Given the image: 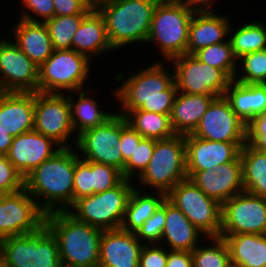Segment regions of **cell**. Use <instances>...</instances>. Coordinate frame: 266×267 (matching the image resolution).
I'll return each instance as SVG.
<instances>
[{"label":"cell","instance_id":"6da1fadb","mask_svg":"<svg viewBox=\"0 0 266 267\" xmlns=\"http://www.w3.org/2000/svg\"><path fill=\"white\" fill-rule=\"evenodd\" d=\"M167 62L158 61L144 66L129 75L123 71L115 74L113 80L117 84L114 99L120 104L118 111L140 109L158 114L170 115L178 92L174 82L173 69L169 72Z\"/></svg>","mask_w":266,"mask_h":267},{"label":"cell","instance_id":"7a4b0ae2","mask_svg":"<svg viewBox=\"0 0 266 267\" xmlns=\"http://www.w3.org/2000/svg\"><path fill=\"white\" fill-rule=\"evenodd\" d=\"M75 147L62 148L24 178V188L45 213L67 211L73 205Z\"/></svg>","mask_w":266,"mask_h":267},{"label":"cell","instance_id":"3957f363","mask_svg":"<svg viewBox=\"0 0 266 267\" xmlns=\"http://www.w3.org/2000/svg\"><path fill=\"white\" fill-rule=\"evenodd\" d=\"M45 223L56 237L62 267H98L103 230L76 220L67 211L45 215Z\"/></svg>","mask_w":266,"mask_h":267},{"label":"cell","instance_id":"277c9868","mask_svg":"<svg viewBox=\"0 0 266 267\" xmlns=\"http://www.w3.org/2000/svg\"><path fill=\"white\" fill-rule=\"evenodd\" d=\"M160 0H112L96 9L103 16L109 42L114 50L133 43H145L154 10Z\"/></svg>","mask_w":266,"mask_h":267},{"label":"cell","instance_id":"5b68a950","mask_svg":"<svg viewBox=\"0 0 266 267\" xmlns=\"http://www.w3.org/2000/svg\"><path fill=\"white\" fill-rule=\"evenodd\" d=\"M194 12L176 0H160L154 10L147 44L158 47L161 57L171 59L187 54L190 22Z\"/></svg>","mask_w":266,"mask_h":267},{"label":"cell","instance_id":"8992f818","mask_svg":"<svg viewBox=\"0 0 266 267\" xmlns=\"http://www.w3.org/2000/svg\"><path fill=\"white\" fill-rule=\"evenodd\" d=\"M187 178L184 135H175L155 140L152 158L134 183L138 189L146 191L147 188L167 194Z\"/></svg>","mask_w":266,"mask_h":267},{"label":"cell","instance_id":"52a82bcc","mask_svg":"<svg viewBox=\"0 0 266 267\" xmlns=\"http://www.w3.org/2000/svg\"><path fill=\"white\" fill-rule=\"evenodd\" d=\"M0 260L9 267H62L58 242L46 223L0 240Z\"/></svg>","mask_w":266,"mask_h":267},{"label":"cell","instance_id":"ba28073f","mask_svg":"<svg viewBox=\"0 0 266 267\" xmlns=\"http://www.w3.org/2000/svg\"><path fill=\"white\" fill-rule=\"evenodd\" d=\"M133 180L123 179L116 187L76 200L67 210L76 220L101 230L121 228Z\"/></svg>","mask_w":266,"mask_h":267},{"label":"cell","instance_id":"9c48e42d","mask_svg":"<svg viewBox=\"0 0 266 267\" xmlns=\"http://www.w3.org/2000/svg\"><path fill=\"white\" fill-rule=\"evenodd\" d=\"M91 62L72 49L54 50L39 67L38 92L67 94L87 89Z\"/></svg>","mask_w":266,"mask_h":267},{"label":"cell","instance_id":"30bf717a","mask_svg":"<svg viewBox=\"0 0 266 267\" xmlns=\"http://www.w3.org/2000/svg\"><path fill=\"white\" fill-rule=\"evenodd\" d=\"M167 199L207 238L220 237L222 205L189 178L177 183L167 193Z\"/></svg>","mask_w":266,"mask_h":267},{"label":"cell","instance_id":"8fae6325","mask_svg":"<svg viewBox=\"0 0 266 267\" xmlns=\"http://www.w3.org/2000/svg\"><path fill=\"white\" fill-rule=\"evenodd\" d=\"M33 130L53 139L62 148L76 146L78 137L71 123L68 93L35 92Z\"/></svg>","mask_w":266,"mask_h":267},{"label":"cell","instance_id":"7c38bea8","mask_svg":"<svg viewBox=\"0 0 266 267\" xmlns=\"http://www.w3.org/2000/svg\"><path fill=\"white\" fill-rule=\"evenodd\" d=\"M178 92L221 97L232 81L222 70L201 62L193 54L171 59Z\"/></svg>","mask_w":266,"mask_h":267},{"label":"cell","instance_id":"4fadbf2b","mask_svg":"<svg viewBox=\"0 0 266 267\" xmlns=\"http://www.w3.org/2000/svg\"><path fill=\"white\" fill-rule=\"evenodd\" d=\"M122 115L117 112L104 124L81 133L75 148L81 159L116 167L123 172L120 137Z\"/></svg>","mask_w":266,"mask_h":267},{"label":"cell","instance_id":"5bb4252c","mask_svg":"<svg viewBox=\"0 0 266 267\" xmlns=\"http://www.w3.org/2000/svg\"><path fill=\"white\" fill-rule=\"evenodd\" d=\"M266 234V198L243 191L222 204L220 234Z\"/></svg>","mask_w":266,"mask_h":267},{"label":"cell","instance_id":"9a60e30c","mask_svg":"<svg viewBox=\"0 0 266 267\" xmlns=\"http://www.w3.org/2000/svg\"><path fill=\"white\" fill-rule=\"evenodd\" d=\"M45 215L25 188L7 194L0 204V240L37 230L45 223Z\"/></svg>","mask_w":266,"mask_h":267},{"label":"cell","instance_id":"2e32d148","mask_svg":"<svg viewBox=\"0 0 266 267\" xmlns=\"http://www.w3.org/2000/svg\"><path fill=\"white\" fill-rule=\"evenodd\" d=\"M0 38L1 92H38L39 68L10 38Z\"/></svg>","mask_w":266,"mask_h":267},{"label":"cell","instance_id":"e0dca14e","mask_svg":"<svg viewBox=\"0 0 266 267\" xmlns=\"http://www.w3.org/2000/svg\"><path fill=\"white\" fill-rule=\"evenodd\" d=\"M192 135L211 141L247 143V125L221 96L211 103Z\"/></svg>","mask_w":266,"mask_h":267},{"label":"cell","instance_id":"ac0fdd59","mask_svg":"<svg viewBox=\"0 0 266 267\" xmlns=\"http://www.w3.org/2000/svg\"><path fill=\"white\" fill-rule=\"evenodd\" d=\"M187 175L208 197L221 205L245 191L240 155L234 161L220 164L215 170L187 171Z\"/></svg>","mask_w":266,"mask_h":267},{"label":"cell","instance_id":"d6986e66","mask_svg":"<svg viewBox=\"0 0 266 267\" xmlns=\"http://www.w3.org/2000/svg\"><path fill=\"white\" fill-rule=\"evenodd\" d=\"M61 149L62 147L53 139L32 130L13 138L7 157L25 178L43 161L53 157Z\"/></svg>","mask_w":266,"mask_h":267},{"label":"cell","instance_id":"ffe728a7","mask_svg":"<svg viewBox=\"0 0 266 267\" xmlns=\"http://www.w3.org/2000/svg\"><path fill=\"white\" fill-rule=\"evenodd\" d=\"M186 171L215 170L220 164L234 161L246 143H227L184 135Z\"/></svg>","mask_w":266,"mask_h":267},{"label":"cell","instance_id":"44dd1931","mask_svg":"<svg viewBox=\"0 0 266 267\" xmlns=\"http://www.w3.org/2000/svg\"><path fill=\"white\" fill-rule=\"evenodd\" d=\"M143 246L135 233L121 228L103 230L98 267H138Z\"/></svg>","mask_w":266,"mask_h":267},{"label":"cell","instance_id":"7402d4cb","mask_svg":"<svg viewBox=\"0 0 266 267\" xmlns=\"http://www.w3.org/2000/svg\"><path fill=\"white\" fill-rule=\"evenodd\" d=\"M34 92L0 93V127L15 137L33 130Z\"/></svg>","mask_w":266,"mask_h":267},{"label":"cell","instance_id":"603a6c76","mask_svg":"<svg viewBox=\"0 0 266 267\" xmlns=\"http://www.w3.org/2000/svg\"><path fill=\"white\" fill-rule=\"evenodd\" d=\"M17 19L10 27L11 40L39 68L54 51L48 29L44 22Z\"/></svg>","mask_w":266,"mask_h":267},{"label":"cell","instance_id":"cb8c5ba5","mask_svg":"<svg viewBox=\"0 0 266 267\" xmlns=\"http://www.w3.org/2000/svg\"><path fill=\"white\" fill-rule=\"evenodd\" d=\"M227 15L216 12L194 13L190 22L187 54L227 41L232 24L231 17Z\"/></svg>","mask_w":266,"mask_h":267},{"label":"cell","instance_id":"d4e9b609","mask_svg":"<svg viewBox=\"0 0 266 267\" xmlns=\"http://www.w3.org/2000/svg\"><path fill=\"white\" fill-rule=\"evenodd\" d=\"M206 236L184 213L166 198L165 227L160 244L168 250L189 251L202 243ZM200 239V240H199Z\"/></svg>","mask_w":266,"mask_h":267},{"label":"cell","instance_id":"484cf974","mask_svg":"<svg viewBox=\"0 0 266 267\" xmlns=\"http://www.w3.org/2000/svg\"><path fill=\"white\" fill-rule=\"evenodd\" d=\"M72 50L93 60L98 56L106 55L113 51L105 26V21L100 12L93 8L82 20L79 29L72 40Z\"/></svg>","mask_w":266,"mask_h":267},{"label":"cell","instance_id":"4316f807","mask_svg":"<svg viewBox=\"0 0 266 267\" xmlns=\"http://www.w3.org/2000/svg\"><path fill=\"white\" fill-rule=\"evenodd\" d=\"M223 96L245 125L266 112V84H243L233 79Z\"/></svg>","mask_w":266,"mask_h":267},{"label":"cell","instance_id":"83f0119b","mask_svg":"<svg viewBox=\"0 0 266 267\" xmlns=\"http://www.w3.org/2000/svg\"><path fill=\"white\" fill-rule=\"evenodd\" d=\"M217 97L177 92L170 113V122L176 135L192 134Z\"/></svg>","mask_w":266,"mask_h":267},{"label":"cell","instance_id":"f1b7e54d","mask_svg":"<svg viewBox=\"0 0 266 267\" xmlns=\"http://www.w3.org/2000/svg\"><path fill=\"white\" fill-rule=\"evenodd\" d=\"M91 91L92 90L88 88L68 93L71 123L77 137L88 129L104 124L116 113L114 110L113 112L105 110V106L103 110V108L99 106L101 103H99L96 97H93ZM87 92H90V95L87 94Z\"/></svg>","mask_w":266,"mask_h":267},{"label":"cell","instance_id":"f546056e","mask_svg":"<svg viewBox=\"0 0 266 267\" xmlns=\"http://www.w3.org/2000/svg\"><path fill=\"white\" fill-rule=\"evenodd\" d=\"M233 267H266V234H220Z\"/></svg>","mask_w":266,"mask_h":267},{"label":"cell","instance_id":"4dcf8cb0","mask_svg":"<svg viewBox=\"0 0 266 267\" xmlns=\"http://www.w3.org/2000/svg\"><path fill=\"white\" fill-rule=\"evenodd\" d=\"M167 198V194L159 191L141 190L137 187L131 192L121 229L136 233L142 224L150 218Z\"/></svg>","mask_w":266,"mask_h":267},{"label":"cell","instance_id":"1f68e13d","mask_svg":"<svg viewBox=\"0 0 266 267\" xmlns=\"http://www.w3.org/2000/svg\"><path fill=\"white\" fill-rule=\"evenodd\" d=\"M123 115L126 122L143 138L154 140L168 139L176 135L170 122V115L158 114L135 109L132 111H117Z\"/></svg>","mask_w":266,"mask_h":267},{"label":"cell","instance_id":"d6a6232c","mask_svg":"<svg viewBox=\"0 0 266 267\" xmlns=\"http://www.w3.org/2000/svg\"><path fill=\"white\" fill-rule=\"evenodd\" d=\"M240 156L245 191L266 198V153L247 142Z\"/></svg>","mask_w":266,"mask_h":267},{"label":"cell","instance_id":"836d02e7","mask_svg":"<svg viewBox=\"0 0 266 267\" xmlns=\"http://www.w3.org/2000/svg\"><path fill=\"white\" fill-rule=\"evenodd\" d=\"M264 20H252L238 27L229 28V40L235 58L266 49V22Z\"/></svg>","mask_w":266,"mask_h":267},{"label":"cell","instance_id":"e575fe53","mask_svg":"<svg viewBox=\"0 0 266 267\" xmlns=\"http://www.w3.org/2000/svg\"><path fill=\"white\" fill-rule=\"evenodd\" d=\"M191 253L193 267H232L228 245L221 237H206Z\"/></svg>","mask_w":266,"mask_h":267},{"label":"cell","instance_id":"d590c367","mask_svg":"<svg viewBox=\"0 0 266 267\" xmlns=\"http://www.w3.org/2000/svg\"><path fill=\"white\" fill-rule=\"evenodd\" d=\"M198 60L222 70L231 80L237 71V59L230 40L201 48L193 54Z\"/></svg>","mask_w":266,"mask_h":267},{"label":"cell","instance_id":"8d00e7d4","mask_svg":"<svg viewBox=\"0 0 266 267\" xmlns=\"http://www.w3.org/2000/svg\"><path fill=\"white\" fill-rule=\"evenodd\" d=\"M86 15L54 16L44 23L48 29L54 50L72 49L74 34Z\"/></svg>","mask_w":266,"mask_h":267},{"label":"cell","instance_id":"74e56055","mask_svg":"<svg viewBox=\"0 0 266 267\" xmlns=\"http://www.w3.org/2000/svg\"><path fill=\"white\" fill-rule=\"evenodd\" d=\"M234 80L243 84H266V49L239 58Z\"/></svg>","mask_w":266,"mask_h":267},{"label":"cell","instance_id":"f35d334b","mask_svg":"<svg viewBox=\"0 0 266 267\" xmlns=\"http://www.w3.org/2000/svg\"><path fill=\"white\" fill-rule=\"evenodd\" d=\"M154 145V139L142 138L140 140L130 159L124 165L123 178L134 181L143 173L152 158Z\"/></svg>","mask_w":266,"mask_h":267},{"label":"cell","instance_id":"ab89813d","mask_svg":"<svg viewBox=\"0 0 266 267\" xmlns=\"http://www.w3.org/2000/svg\"><path fill=\"white\" fill-rule=\"evenodd\" d=\"M166 199L158 207L156 212L148 218L135 233L141 243L160 244L163 229L165 227Z\"/></svg>","mask_w":266,"mask_h":267},{"label":"cell","instance_id":"60d3db41","mask_svg":"<svg viewBox=\"0 0 266 267\" xmlns=\"http://www.w3.org/2000/svg\"><path fill=\"white\" fill-rule=\"evenodd\" d=\"M123 179L122 172L116 167L91 161L93 194L112 189Z\"/></svg>","mask_w":266,"mask_h":267},{"label":"cell","instance_id":"b9f144b4","mask_svg":"<svg viewBox=\"0 0 266 267\" xmlns=\"http://www.w3.org/2000/svg\"><path fill=\"white\" fill-rule=\"evenodd\" d=\"M20 19L45 22L54 17L53 0H20Z\"/></svg>","mask_w":266,"mask_h":267},{"label":"cell","instance_id":"7bdbcfd3","mask_svg":"<svg viewBox=\"0 0 266 267\" xmlns=\"http://www.w3.org/2000/svg\"><path fill=\"white\" fill-rule=\"evenodd\" d=\"M73 183V203L80 198L93 194L91 161H86L81 158L76 161Z\"/></svg>","mask_w":266,"mask_h":267},{"label":"cell","instance_id":"ee69618b","mask_svg":"<svg viewBox=\"0 0 266 267\" xmlns=\"http://www.w3.org/2000/svg\"><path fill=\"white\" fill-rule=\"evenodd\" d=\"M0 188L8 194L24 188V178L8 160L7 155H0Z\"/></svg>","mask_w":266,"mask_h":267},{"label":"cell","instance_id":"f6af8a7d","mask_svg":"<svg viewBox=\"0 0 266 267\" xmlns=\"http://www.w3.org/2000/svg\"><path fill=\"white\" fill-rule=\"evenodd\" d=\"M168 249L161 244H145L138 267H166Z\"/></svg>","mask_w":266,"mask_h":267},{"label":"cell","instance_id":"bcb514c9","mask_svg":"<svg viewBox=\"0 0 266 267\" xmlns=\"http://www.w3.org/2000/svg\"><path fill=\"white\" fill-rule=\"evenodd\" d=\"M247 142L266 153V112L260 113L247 125Z\"/></svg>","mask_w":266,"mask_h":267},{"label":"cell","instance_id":"7dc6e473","mask_svg":"<svg viewBox=\"0 0 266 267\" xmlns=\"http://www.w3.org/2000/svg\"><path fill=\"white\" fill-rule=\"evenodd\" d=\"M143 137L133 129L122 115V131L120 137L121 153L123 156V171L125 163L130 159L135 147Z\"/></svg>","mask_w":266,"mask_h":267},{"label":"cell","instance_id":"c3c4849f","mask_svg":"<svg viewBox=\"0 0 266 267\" xmlns=\"http://www.w3.org/2000/svg\"><path fill=\"white\" fill-rule=\"evenodd\" d=\"M54 16L87 15L93 8L84 0H53Z\"/></svg>","mask_w":266,"mask_h":267},{"label":"cell","instance_id":"681fc988","mask_svg":"<svg viewBox=\"0 0 266 267\" xmlns=\"http://www.w3.org/2000/svg\"><path fill=\"white\" fill-rule=\"evenodd\" d=\"M166 267H193L192 253L189 251L168 250Z\"/></svg>","mask_w":266,"mask_h":267},{"label":"cell","instance_id":"f907efd6","mask_svg":"<svg viewBox=\"0 0 266 267\" xmlns=\"http://www.w3.org/2000/svg\"><path fill=\"white\" fill-rule=\"evenodd\" d=\"M194 13L216 12L214 11L217 0H176ZM215 7V8H214Z\"/></svg>","mask_w":266,"mask_h":267},{"label":"cell","instance_id":"816d5d0a","mask_svg":"<svg viewBox=\"0 0 266 267\" xmlns=\"http://www.w3.org/2000/svg\"><path fill=\"white\" fill-rule=\"evenodd\" d=\"M13 138L0 127V155L8 154Z\"/></svg>","mask_w":266,"mask_h":267},{"label":"cell","instance_id":"f5cc1de1","mask_svg":"<svg viewBox=\"0 0 266 267\" xmlns=\"http://www.w3.org/2000/svg\"><path fill=\"white\" fill-rule=\"evenodd\" d=\"M7 194L8 193L6 191L0 188V204L2 203L3 199L7 196Z\"/></svg>","mask_w":266,"mask_h":267},{"label":"cell","instance_id":"db71d44e","mask_svg":"<svg viewBox=\"0 0 266 267\" xmlns=\"http://www.w3.org/2000/svg\"><path fill=\"white\" fill-rule=\"evenodd\" d=\"M108 1H112V0H95V8L103 3H106Z\"/></svg>","mask_w":266,"mask_h":267},{"label":"cell","instance_id":"11a10c76","mask_svg":"<svg viewBox=\"0 0 266 267\" xmlns=\"http://www.w3.org/2000/svg\"><path fill=\"white\" fill-rule=\"evenodd\" d=\"M90 7L95 8V0H84Z\"/></svg>","mask_w":266,"mask_h":267},{"label":"cell","instance_id":"9f6ffc18","mask_svg":"<svg viewBox=\"0 0 266 267\" xmlns=\"http://www.w3.org/2000/svg\"><path fill=\"white\" fill-rule=\"evenodd\" d=\"M0 267H9V266H6V265L0 260Z\"/></svg>","mask_w":266,"mask_h":267}]
</instances>
